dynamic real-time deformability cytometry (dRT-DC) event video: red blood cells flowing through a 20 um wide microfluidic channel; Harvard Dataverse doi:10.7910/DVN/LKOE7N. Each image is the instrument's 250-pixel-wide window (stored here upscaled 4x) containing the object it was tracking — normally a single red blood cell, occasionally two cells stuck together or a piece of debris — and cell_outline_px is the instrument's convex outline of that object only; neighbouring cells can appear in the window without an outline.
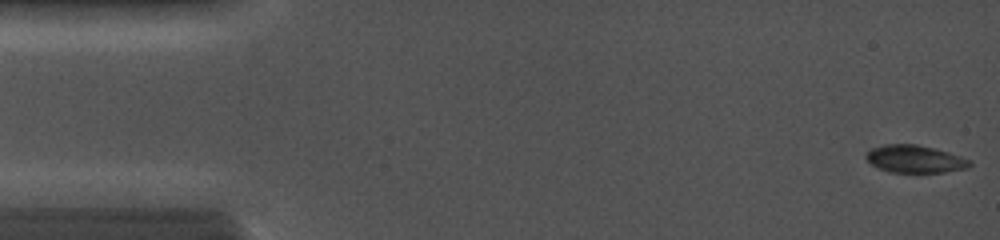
{"species": "common noctule bat (a hibernating species)", "species_latin": "Nyctalus noctula", "temperature_condition": "cold", "stored_images_in_passage": 31, "camera_frame_rate_fps": 5000, "um_per_image_px": 0.085, "animal": {"sex": "female", "body_mass_g": 19.0, "forearm_length_mm": 56.7}, "frame": {"image": 1, "passage_image": 1, "time_ms": 0.0, "image_size_px": [1000, 240], "cell_outline_px": [[972, 164], [968, 168], [944, 172], [888, 172], [872, 164], [864, 156], [872, 148], [884, 144], [916, 144], [948, 152], [960, 156], [968, 160]], "centroid_in_image_um": [77.76, 13.51], "position_along_channel_um": 7.2, "area_um2": 16.42}}
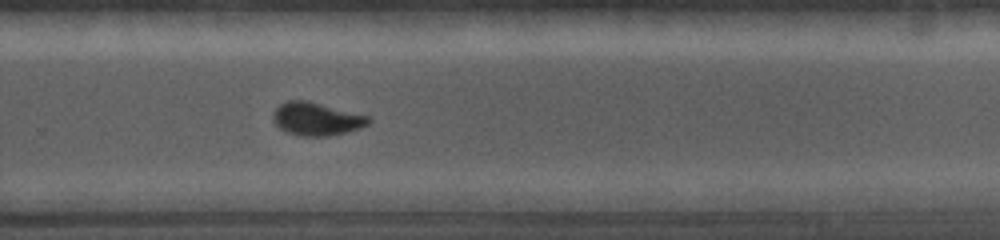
{"frame": {"image": 2, "passage_image": 21, "time_ms": 9.8, "image_size_px": [1000, 240], "cell_outline_px": [[372, 120], [368, 124], [360, 128], [328, 136], [304, 136], [288, 132], [280, 128], [272, 120], [272, 112], [280, 104], [288, 100], [308, 100], [368, 116]], "centroid_in_image_um": [26.88, 10.09], "position_along_channel_um": 302.9, "area_um2": 18.26}}
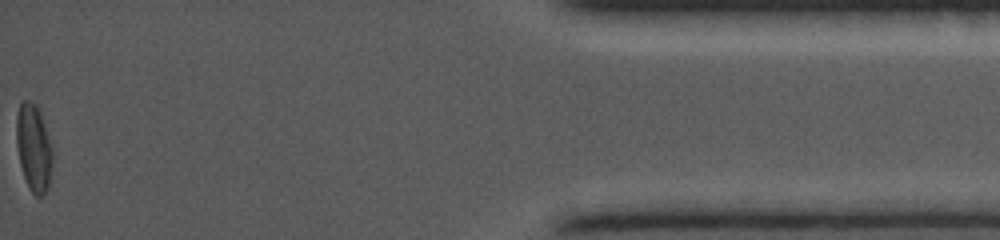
{"frame": {"image": 3, "passage_image": 31, "time_ms": 14.4, "image_size_px": [1000, 240], "cell_outline_px": [[52, 160], [48, 188], [44, 196], [36, 196], [28, 188], [20, 164], [16, 144], [16, 116], [20, 100], [28, 100], [36, 104], [40, 112], [52, 148]], "centroid_in_image_um": [2.84, 12.55], "position_along_channel_um": 432.4, "area_um2": 18.44}}